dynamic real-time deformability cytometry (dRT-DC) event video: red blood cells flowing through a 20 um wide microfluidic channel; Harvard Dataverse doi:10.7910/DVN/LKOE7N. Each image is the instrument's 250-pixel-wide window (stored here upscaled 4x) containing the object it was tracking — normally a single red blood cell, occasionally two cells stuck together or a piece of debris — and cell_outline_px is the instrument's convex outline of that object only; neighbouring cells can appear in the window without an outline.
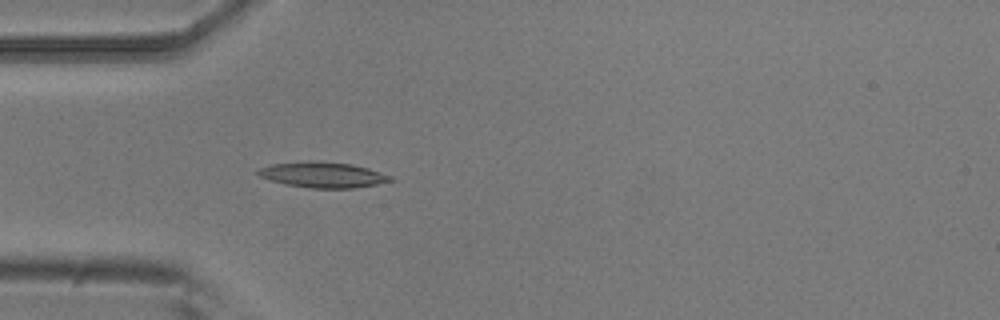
{"species": "common noctule bat (a hibernating species)", "species_latin": "Nyctalus noctula", "temperature_condition": "room temperature", "stored_images_in_passage": 4, "camera_frame_rate_fps": 3000, "um_per_image_px": 0.085, "animal": {"sex": "male", "body_mass_g": 20.5, "forearm_length_mm": 52.5}, "frame": {"image": 1, "passage_image": 4, "time_ms": 1.0, "image_size_px": [1000, 320], "cell_outline_px": [[396, 180], [356, 188], [308, 188], [284, 184], [260, 176], [256, 172], [260, 168], [272, 164], [308, 160], [320, 160], [352, 164], [368, 168], [392, 176]], "centroid_in_image_um": [27.47, 14.85], "position_along_channel_um": 57.5, "area_um2": 19.94}}